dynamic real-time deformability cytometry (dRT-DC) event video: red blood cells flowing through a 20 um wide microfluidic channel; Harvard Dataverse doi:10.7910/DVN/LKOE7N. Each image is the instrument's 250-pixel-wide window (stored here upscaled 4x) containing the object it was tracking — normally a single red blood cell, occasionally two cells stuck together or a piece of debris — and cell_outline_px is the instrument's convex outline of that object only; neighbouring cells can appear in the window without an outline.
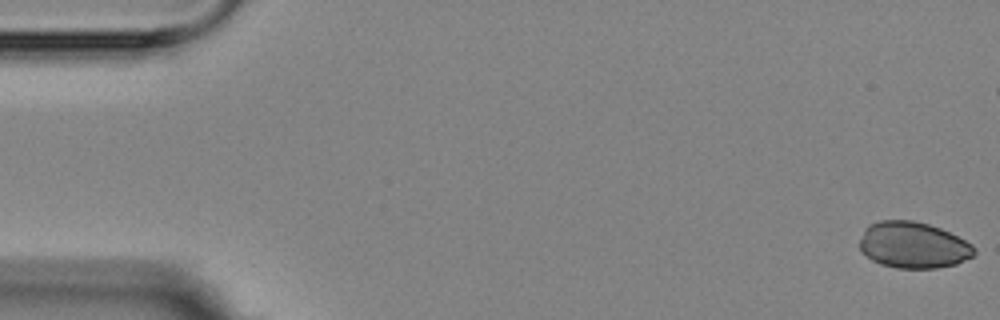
{"species": "Egyptian fruit bat (a non-hibernating species)", "species_latin": "Rousettus aegyptiacus", "temperature_condition": "room temperature", "stored_images_in_passage": 7, "camera_frame_rate_fps": 3000, "um_per_image_px": 0.085, "animal": {"sex": "female"}, "frame": {"image": 1, "passage_image": 1, "time_ms": 0.0, "image_size_px": [1000, 320], "cell_outline_px": [[976, 252], [972, 256], [956, 264], [936, 268], [896, 268], [880, 264], [872, 260], [860, 252], [860, 240], [864, 228], [868, 224], [880, 220], [912, 220], [928, 224], [940, 228], [972, 244], [976, 248]], "centroid_in_image_um": [77.59, 20.83], "position_along_channel_um": 7.4, "area_um2": 31.04}}
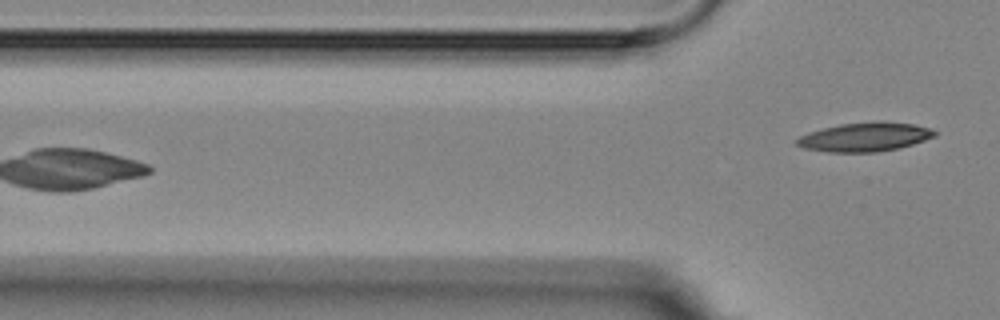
{"frame": {"image": 2, "passage_image": 7, "time_ms": 7.0, "image_size_px": [1000, 320], "cell_outline_px": [[936, 136], [900, 148], [876, 152], [828, 152], [804, 148], [796, 144], [796, 140], [800, 136], [808, 132], [840, 124], [872, 120], [884, 120], [912, 124], [932, 128], [936, 132]], "centroid_in_image_um": [73.54, 11.62], "position_along_channel_um": 52.3, "area_um2": 23.52}}